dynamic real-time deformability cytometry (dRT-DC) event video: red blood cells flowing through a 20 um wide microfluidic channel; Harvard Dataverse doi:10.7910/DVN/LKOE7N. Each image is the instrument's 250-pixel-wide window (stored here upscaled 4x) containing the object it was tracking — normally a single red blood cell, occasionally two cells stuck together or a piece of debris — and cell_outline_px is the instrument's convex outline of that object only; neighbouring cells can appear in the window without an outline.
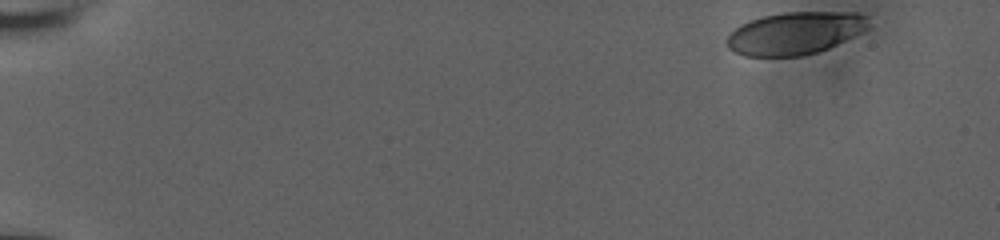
{"species": "human", "species_latin": "Homo sapiens", "temperature_condition": "room temperature", "stored_images_in_passage": 12, "camera_frame_rate_fps": 3000, "um_per_image_px": 0.085, "donor": {"sex": "male"}, "frame": {"image": 1, "passage_image": 1, "time_ms": 0.0, "image_size_px": [1000, 240], "cell_outline_px": [[868, 28], [828, 48], [816, 52], [800, 56], [744, 56], [728, 48], [724, 40], [740, 24], [748, 20], [764, 16], [784, 12], [856, 12], [868, 16]], "centroid_in_image_um": [67.54, 2.81], "position_along_channel_um": 17.5, "area_um2": 34.97}}
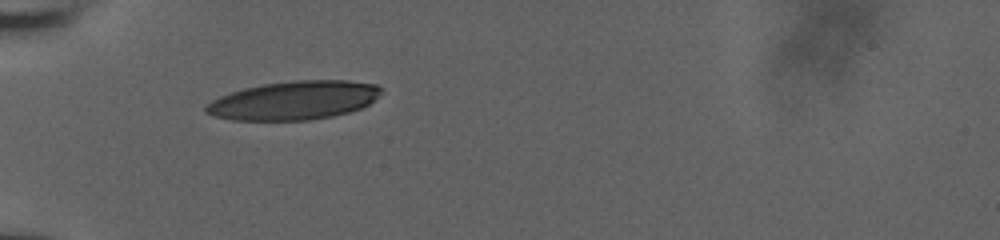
{"frame": {"image": 2, "passage_image": 9, "time_ms": 2.667, "image_size_px": [1000, 240], "cell_outline_px": [[384, 92], [380, 96], [368, 104], [360, 108], [348, 112], [332, 116], [308, 120], [232, 120], [212, 116], [204, 112], [204, 108], [212, 100], [220, 96], [244, 88], [264, 84], [296, 80], [348, 80], [376, 84]], "centroid_in_image_um": [24.99, 8.53], "position_along_channel_um": 60.0, "area_um2": 39.48}}
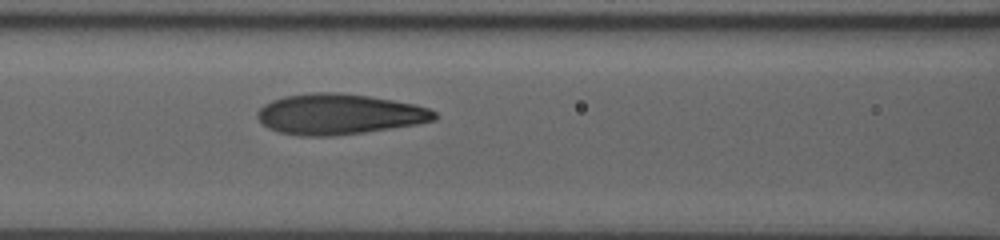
{"frame": {"image": 3, "passage_image": 12, "time_ms": 3.667, "image_size_px": [1000, 240], "cell_outline_px": [[436, 120], [416, 124], [364, 132], [332, 136], [300, 136], [280, 132], [268, 128], [256, 116], [256, 112], [264, 104], [272, 100], [284, 96], [312, 92], [336, 92], [368, 96], [392, 100], [412, 104], [428, 108], [436, 112]], "centroid_in_image_um": [28.79, 9.7], "position_along_channel_um": 137.8, "area_um2": 41.67}}